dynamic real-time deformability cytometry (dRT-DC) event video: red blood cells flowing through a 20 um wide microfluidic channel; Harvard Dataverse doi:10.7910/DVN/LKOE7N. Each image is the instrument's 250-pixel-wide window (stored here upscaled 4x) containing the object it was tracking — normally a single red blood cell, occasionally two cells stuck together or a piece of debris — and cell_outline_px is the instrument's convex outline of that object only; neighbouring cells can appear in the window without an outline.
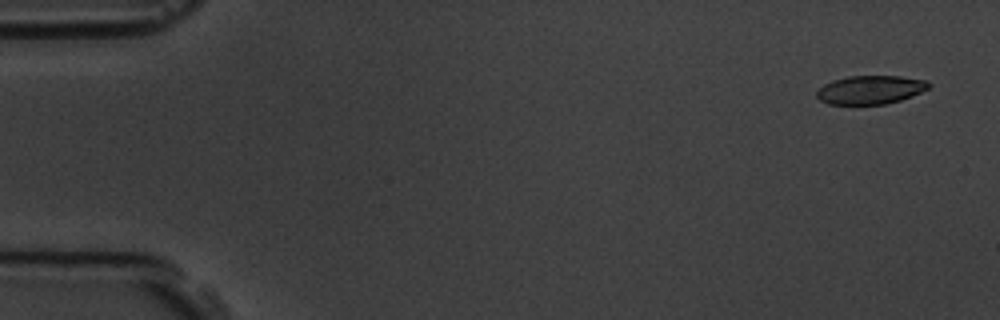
{"species": "common noctule bat (a hibernating species)", "species_latin": "Nyctalus noctula", "temperature_condition": "room temperature", "stored_images_in_passage": 6, "segment_of_instrument_passage": [2, 2], "camera_frame_rate_fps": 3000, "um_per_image_px": 0.085, "animal": {"sex": "male", "body_mass_g": 19.5, "forearm_length_mm": 54.6}, "frame": {"image": 1, "passage_image": 6, "time_ms": 5.667, "image_size_px": [1000, 320], "cell_outline_px": [[932, 84], [928, 88], [912, 96], [900, 100], [884, 104], [828, 104], [820, 100], [816, 96], [816, 92], [824, 84], [832, 80], [848, 76], [900, 76], [928, 80]], "centroid_in_image_um": [73.99, 7.62], "position_along_channel_um": 11.0, "area_um2": 18.67}}